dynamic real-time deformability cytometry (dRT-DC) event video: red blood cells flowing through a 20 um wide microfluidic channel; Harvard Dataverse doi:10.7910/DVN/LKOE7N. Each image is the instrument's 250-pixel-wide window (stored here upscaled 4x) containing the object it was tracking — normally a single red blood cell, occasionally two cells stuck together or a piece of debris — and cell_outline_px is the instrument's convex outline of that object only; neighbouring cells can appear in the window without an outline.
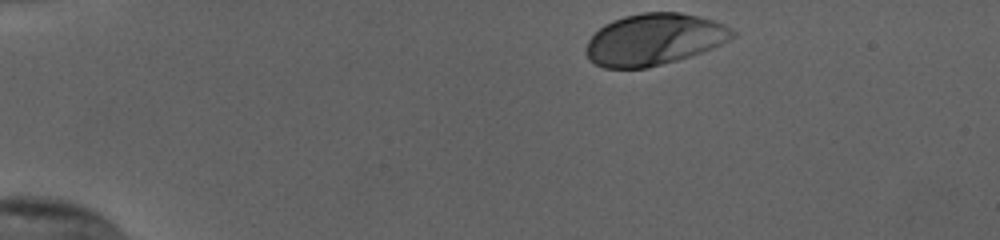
{"species": "human", "species_latin": "Homo sapiens", "temperature_condition": "cold", "stored_images_in_passage": 37, "camera_frame_rate_fps": 3000, "um_per_image_px": 0.085, "donor": {"sex": "female"}, "frame": {"image": 1, "passage_image": 1, "time_ms": 0.0, "image_size_px": [1000, 240], "cell_outline_px": [[736, 36], [712, 48], [676, 60], [648, 68], [604, 68], [588, 60], [584, 52], [588, 40], [604, 24], [612, 20], [624, 16], [644, 12], [680, 12], [712, 20], [724, 24], [736, 32]], "centroid_in_image_um": [55.56, 3.35], "position_along_channel_um": 29.4, "area_um2": 43.87}}
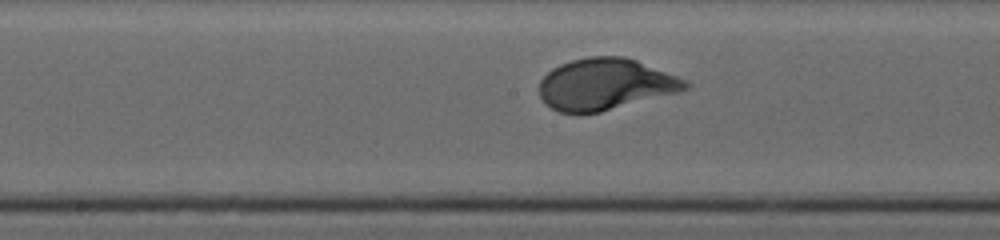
{"frame": {"image": 2, "passage_image": 21, "time_ms": 6.667, "image_size_px": [1000, 240], "cell_outline_px": [[692, 84], [688, 88], [680, 92], [600, 112], [580, 116], [560, 112], [544, 104], [540, 96], [540, 80], [552, 68], [560, 64], [572, 60], [588, 56], [624, 56], [636, 60], [688, 80]], "centroid_in_image_um": [51.45, 7.18], "position_along_channel_um": 196.7, "area_um2": 44.39}}
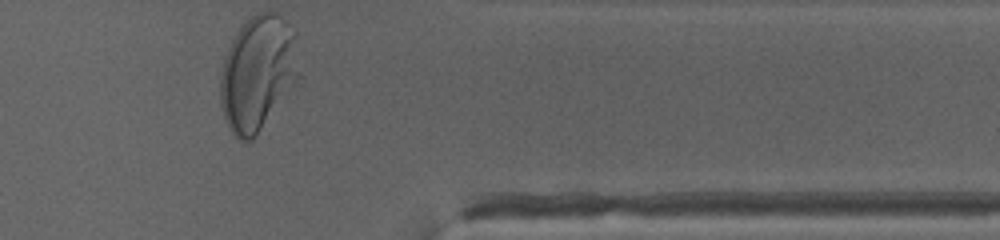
{"frame": {"image": 3, "passage_image": 37, "time_ms": 12.0, "image_size_px": [1000, 240], "cell_outline_px": [[304, 76], [252, 140], [240, 140], [232, 132], [224, 116], [220, 104], [220, 72], [224, 56], [232, 40], [240, 28], [256, 12], [276, 12], [296, 32]], "centroid_in_image_um": [21.99, 6.2], "position_along_channel_um": 389.4, "area_um2": 53.99}, "authors_computed_cell_mechanics": {"area_um2": 43.6968, "velocity_mm_per_s": 3.7876, "shape_relaxation_time_tau1_ms": 2.5783, "shape_relaxation_time_tau2_ms": null, "deformation_change_tau1": 0.1637, "deformation_change_tau2": null}}